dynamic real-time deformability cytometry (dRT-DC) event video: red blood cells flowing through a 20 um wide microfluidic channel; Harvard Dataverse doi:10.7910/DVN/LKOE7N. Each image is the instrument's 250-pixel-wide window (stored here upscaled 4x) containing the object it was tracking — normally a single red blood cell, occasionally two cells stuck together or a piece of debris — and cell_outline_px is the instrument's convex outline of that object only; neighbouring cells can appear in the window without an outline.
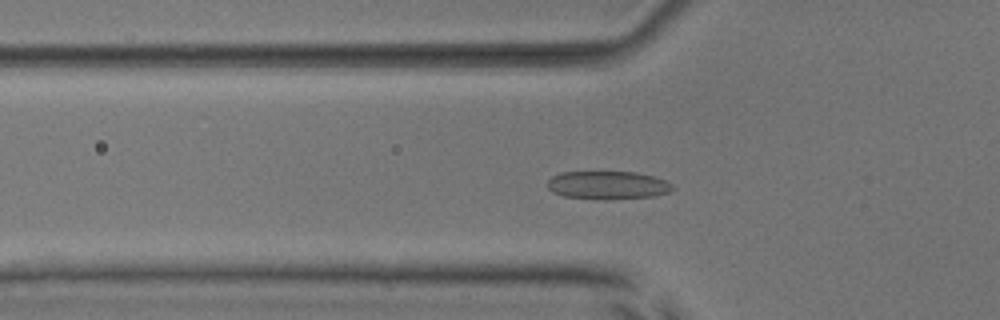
{"species": "common noctule bat (a hibernating species)", "species_latin": "Nyctalus noctula", "temperature_condition": "room temperature", "stored_images_in_passage": 40, "camera_frame_rate_fps": 3000, "um_per_image_px": 0.085, "animal": {"sex": "male", "body_mass_g": 17.9, "forearm_length_mm": 54.2}, "frame": {"image": 1, "passage_image": 5, "time_ms": 1.333, "image_size_px": [1000, 320], "cell_outline_px": [[676, 188], [668, 192], [656, 196], [604, 200], [564, 196], [552, 192], [548, 188], [548, 180], [552, 176], [560, 172], [636, 172], [652, 176], [664, 180], [672, 184]], "centroid_in_image_um": [51.66, 15.74], "position_along_channel_um": 74.1, "area_um2": 20.63}}
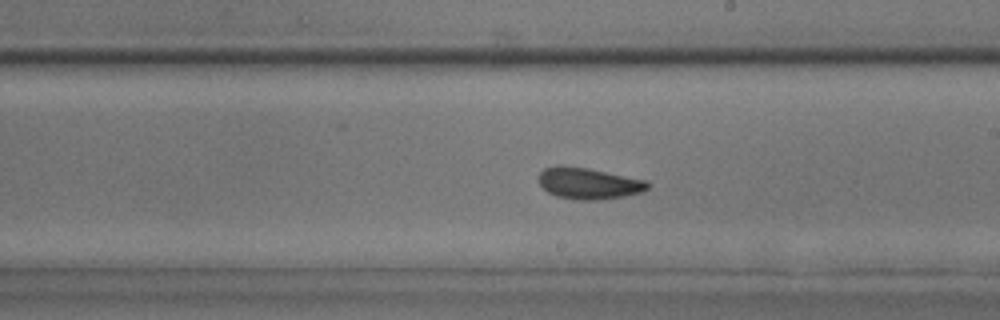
{"frame": {"image": 2, "passage_image": 18, "time_ms": 5.667, "image_size_px": [1000, 320], "cell_outline_px": [[652, 184], [648, 188], [640, 192], [620, 196], [596, 200], [580, 200], [556, 196], [548, 192], [540, 184], [540, 172], [544, 168], [556, 164], [564, 164], [588, 168], [648, 180]], "centroid_in_image_um": [50.03, 15.55], "position_along_channel_um": 239.0, "area_um2": 20.0}}
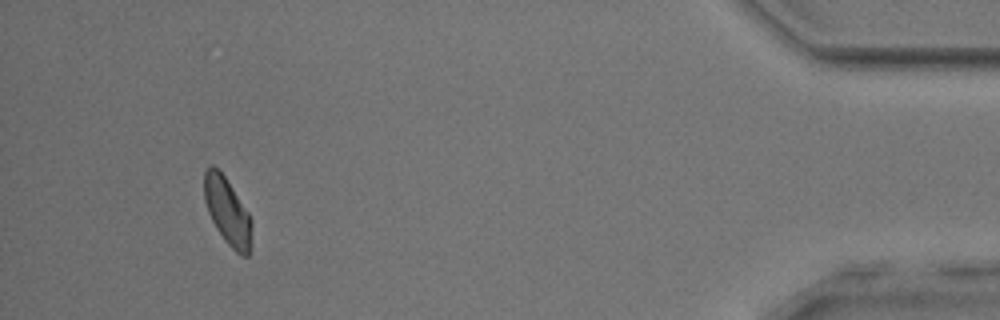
{"frame": {"image": 3, "passage_image": 37, "time_ms": 12.0, "image_size_px": [1000, 320], "cell_outline_px": [[252, 228], [248, 256], [244, 256], [236, 252], [228, 244], [216, 228], [208, 212], [204, 200], [204, 172], [212, 164], [224, 176], [248, 212], [252, 220]], "centroid_in_image_um": [19.32, 17.97], "position_along_channel_um": 415.9, "area_um2": 18.21}, "authors_computed_cell_mechanics": {"area_um2": 19.1607, "velocity_mm_per_s": 3.8132, "shape_relaxation_time_tau1_ms": 4.5925, "shape_relaxation_time_tau2_ms": 1.5718, "deformation_change_tau1": 0.1251, "deformation_change_tau2": 0.0848}}